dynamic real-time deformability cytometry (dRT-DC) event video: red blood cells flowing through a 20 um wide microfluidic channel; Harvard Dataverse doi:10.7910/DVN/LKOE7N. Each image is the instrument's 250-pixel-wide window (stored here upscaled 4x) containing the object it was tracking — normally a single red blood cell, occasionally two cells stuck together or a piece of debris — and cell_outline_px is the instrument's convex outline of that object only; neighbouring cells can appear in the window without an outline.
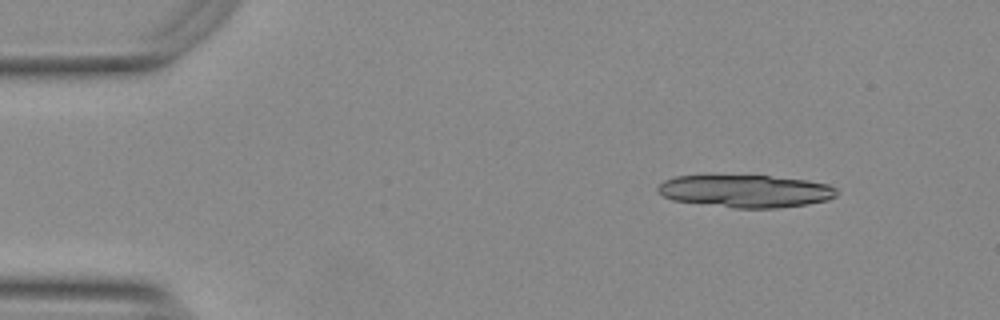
{"species": "Egyptian fruit bat (a non-hibernating species)", "species_latin": "Rousettus aegyptiacus", "temperature_condition": "warm", "stored_images_in_passage": 12, "camera_frame_rate_fps": 3000, "um_per_image_px": 0.085, "animal": {"sex": "female"}, "frame": {"image": 1, "passage_image": 1, "time_ms": 0.0, "image_size_px": [1000, 320], "cell_outline_px": [[840, 192], [836, 196], [828, 200], [808, 204], [776, 208], [736, 208], [672, 200], [664, 196], [656, 188], [664, 180], [676, 176], [768, 176], [804, 180], [828, 184], [836, 188]], "centroid_in_image_um": [63.41, 16.25], "position_along_channel_um": 21.6, "area_um2": 33.7}}